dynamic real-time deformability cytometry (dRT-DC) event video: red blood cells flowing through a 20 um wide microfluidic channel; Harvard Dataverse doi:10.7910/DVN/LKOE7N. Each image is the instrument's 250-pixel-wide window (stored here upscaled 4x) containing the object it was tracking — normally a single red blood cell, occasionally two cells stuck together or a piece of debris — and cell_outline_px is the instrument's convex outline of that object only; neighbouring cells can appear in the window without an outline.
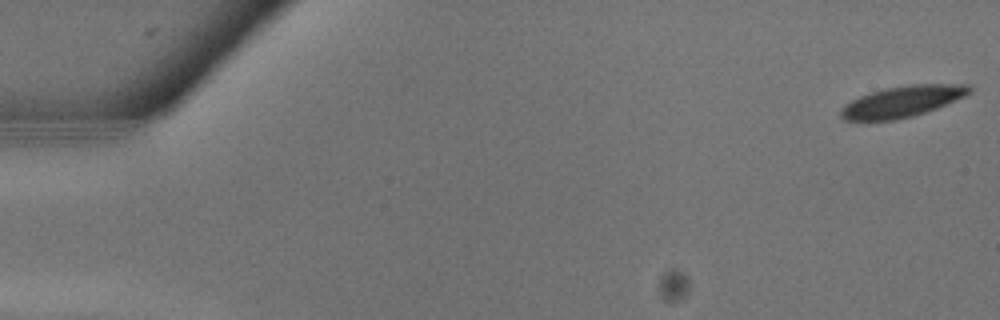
{"species": "common noctule bat (a hibernating species)", "species_latin": "Nyctalus noctula", "temperature_condition": "warm", "stored_images_in_passage": 12, "camera_frame_rate_fps": 3000, "um_per_image_px": 0.085, "animal": {"sex": "male", "body_mass_g": 13.3}, "frame": {"image": 1, "passage_image": 1, "time_ms": 0.0, "image_size_px": [1000, 320], "cell_outline_px": [[972, 92], [964, 96], [936, 108], [912, 116], [896, 120], [844, 120], [840, 116], [840, 112], [844, 104], [860, 96], [884, 88], [908, 84], [968, 84], [972, 88]], "centroid_in_image_um": [76.69, 8.62], "position_along_channel_um": 8.3, "area_um2": 23.18}}
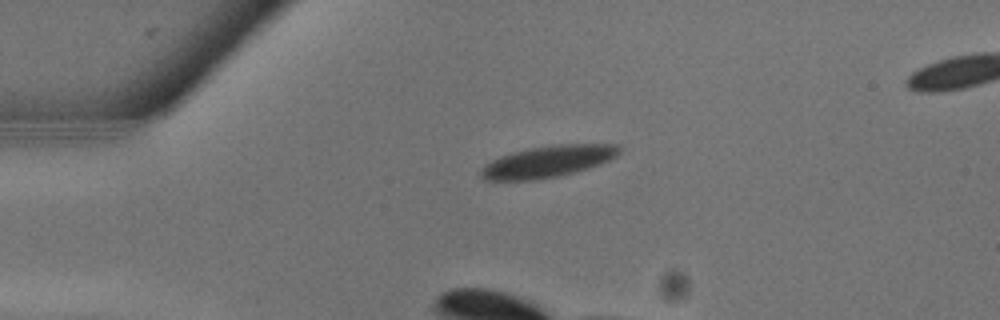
{"frame": {"image": 2, "passage_image": 7, "time_ms": 2.0, "image_size_px": [1000, 320], "cell_outline_px": [[624, 148], [616, 156], [600, 164], [588, 168], [556, 176], [536, 180], [484, 180], [480, 176], [480, 168], [484, 164], [500, 156], [512, 152], [552, 144], [616, 144]], "centroid_in_image_um": [46.55, 13.72], "position_along_channel_um": 38.4, "area_um2": 25.49}}